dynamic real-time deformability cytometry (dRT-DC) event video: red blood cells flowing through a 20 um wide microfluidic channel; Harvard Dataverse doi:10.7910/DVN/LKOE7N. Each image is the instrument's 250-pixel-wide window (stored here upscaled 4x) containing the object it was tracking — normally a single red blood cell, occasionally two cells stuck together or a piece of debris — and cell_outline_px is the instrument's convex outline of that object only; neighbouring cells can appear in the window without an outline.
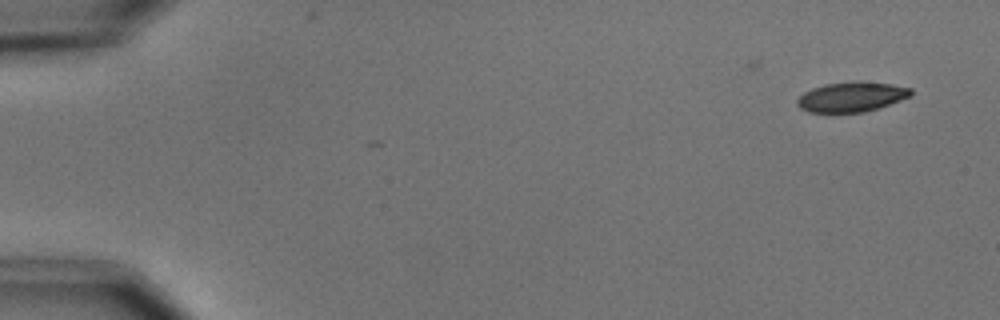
{"species": "common noctule bat (a hibernating species)", "species_latin": "Nyctalus noctula", "temperature_condition": "cold", "stored_images_in_passage": 6, "camera_frame_rate_fps": 3000, "um_per_image_px": 0.085, "animal": {"sex": "male", "body_mass_g": 15.6}, "frame": {"image": 1, "passage_image": 3, "time_ms": 2.333, "image_size_px": [1000, 320], "cell_outline_px": [[912, 96], [864, 112], [808, 112], [800, 108], [796, 104], [796, 100], [804, 92], [812, 88], [824, 84], [856, 80], [860, 80], [892, 84], [912, 88]], "centroid_in_image_um": [72.37, 8.21], "position_along_channel_um": 12.6, "area_um2": 19.94}}
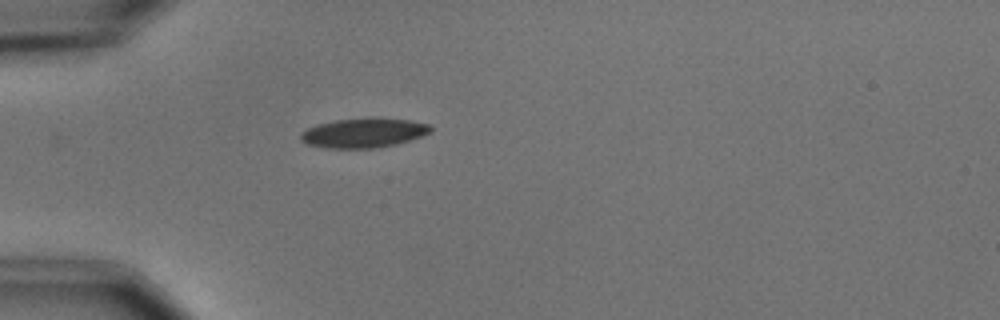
{"frame": {"image": 2, "passage_image": 6, "time_ms": 6.667, "image_size_px": [1000, 320], "cell_outline_px": [[432, 132], [396, 144], [376, 148], [328, 148], [308, 144], [300, 140], [300, 132], [316, 124], [336, 120], [372, 116], [408, 120], [428, 124], [432, 128]], "centroid_in_image_um": [30.89, 11.27], "position_along_channel_um": 54.1, "area_um2": 22.54}}